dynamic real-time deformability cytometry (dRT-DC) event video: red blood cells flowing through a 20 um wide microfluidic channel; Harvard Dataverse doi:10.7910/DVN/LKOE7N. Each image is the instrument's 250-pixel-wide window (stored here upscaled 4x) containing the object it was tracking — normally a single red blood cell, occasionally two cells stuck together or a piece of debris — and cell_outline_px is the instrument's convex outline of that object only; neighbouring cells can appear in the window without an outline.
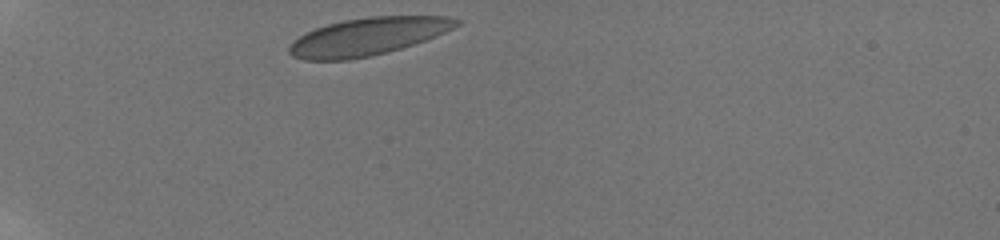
{"species": "human", "species_latin": "Homo sapiens", "temperature_condition": "room temperature", "stored_images_in_passage": 34, "camera_frame_rate_fps": 3000, "um_per_image_px": 0.085, "donor": {"sex": "male"}, "frame": {"image": 1, "passage_image": 1, "time_ms": 0.0, "image_size_px": [1000, 240], "cell_outline_px": [[464, 20], [460, 24], [436, 36], [388, 52], [348, 60], [304, 60], [292, 56], [288, 52], [288, 48], [300, 36], [316, 28], [328, 24], [344, 20], [372, 16], [448, 16]], "centroid_in_image_um": [31.29, 3.1], "position_along_channel_um": 53.7, "area_um2": 36.3}}
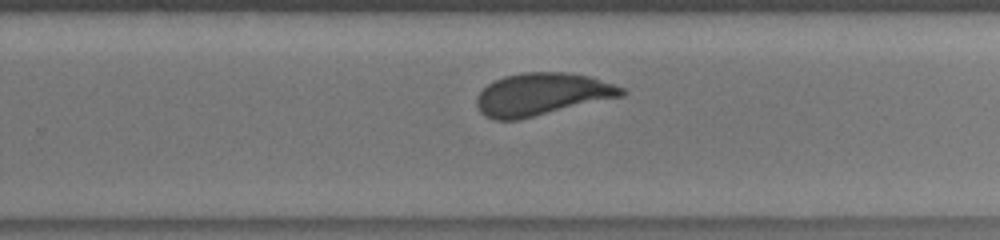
{"frame": {"image": 2, "passage_image": 22, "time_ms": 7.0, "image_size_px": [1000, 240], "cell_outline_px": [[628, 92], [624, 96], [520, 120], [496, 120], [484, 116], [480, 112], [476, 104], [476, 96], [488, 84], [504, 76], [524, 72], [568, 72], [588, 76], [624, 88]], "centroid_in_image_um": [46.06, 8.03], "position_along_channel_um": 283.7, "area_um2": 36.07}}
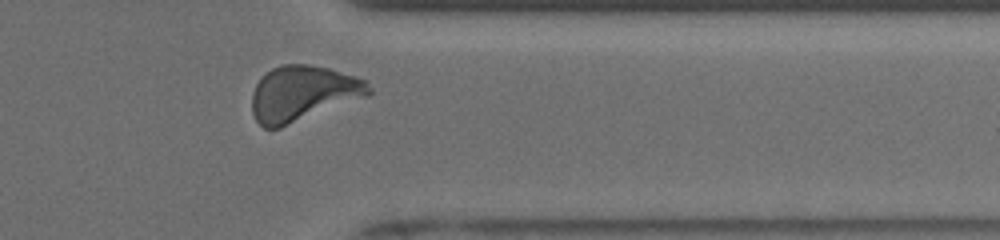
{"frame": {"image": 3, "passage_image": 30, "time_ms": 9.667, "image_size_px": [1000, 240], "cell_outline_px": [[372, 92], [368, 96], [280, 128], [264, 128], [256, 120], [252, 112], [252, 92], [256, 84], [272, 68], [280, 64], [308, 64], [328, 68], [356, 76], [368, 80], [372, 88]], "centroid_in_image_um": [25.78, 7.94], "position_along_channel_um": 385.6, "area_um2": 37.86}, "authors_computed_cell_mechanics": {"area_um2": 36.125, "velocity_mm_per_s": 3.8333, "shape_relaxation_time_tau1_ms": 4.1724, "shape_relaxation_time_tau2_ms": null, "deformation_change_tau1": 0.1257, "deformation_change_tau2": null}}